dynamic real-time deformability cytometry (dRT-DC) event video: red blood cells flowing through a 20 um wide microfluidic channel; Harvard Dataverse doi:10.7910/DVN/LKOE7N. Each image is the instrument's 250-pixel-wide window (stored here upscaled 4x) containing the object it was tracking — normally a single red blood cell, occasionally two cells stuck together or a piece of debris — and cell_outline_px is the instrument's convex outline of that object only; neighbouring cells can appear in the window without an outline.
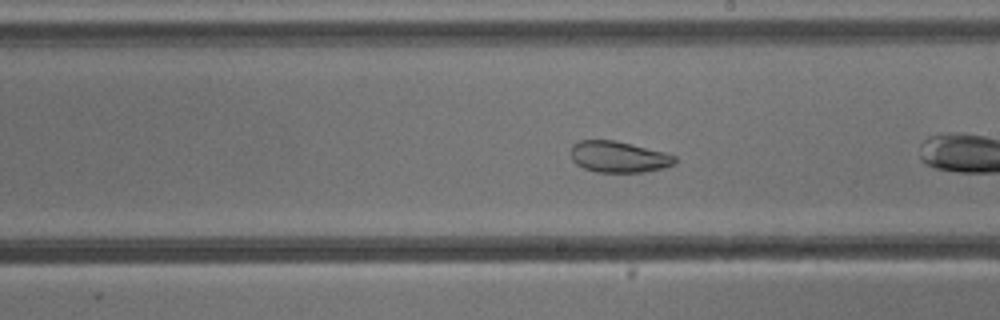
{"species": "common noctule bat (a hibernating species)", "species_latin": "Nyctalus noctula", "temperature_condition": "cold", "stored_images_in_passage": 32, "camera_frame_rate_fps": 3000, "um_per_image_px": 0.085, "animal": {"sex": "male", "body_mass_g": 13.3}, "frame": {"image": 1, "passage_image": 14, "time_ms": 4.333, "image_size_px": [1000, 320], "cell_outline_px": [[676, 164], [664, 168], [644, 172], [596, 172], [584, 168], [576, 164], [572, 160], [572, 144], [580, 140], [612, 140], [664, 152], [676, 156]], "centroid_in_image_um": [52.59, 13.34], "position_along_channel_um": 236.4, "area_um2": 18.84}, "authors_computed_cell_mechanics": {"area_um2": 21.097, "velocity_mm_per_s": 3.7851, "shape_relaxation_time_tau1_ms": null, "shape_relaxation_time_tau2_ms": 2.4463, "deformation_change_tau1": null, "deformation_change_tau2": 0.0577}}